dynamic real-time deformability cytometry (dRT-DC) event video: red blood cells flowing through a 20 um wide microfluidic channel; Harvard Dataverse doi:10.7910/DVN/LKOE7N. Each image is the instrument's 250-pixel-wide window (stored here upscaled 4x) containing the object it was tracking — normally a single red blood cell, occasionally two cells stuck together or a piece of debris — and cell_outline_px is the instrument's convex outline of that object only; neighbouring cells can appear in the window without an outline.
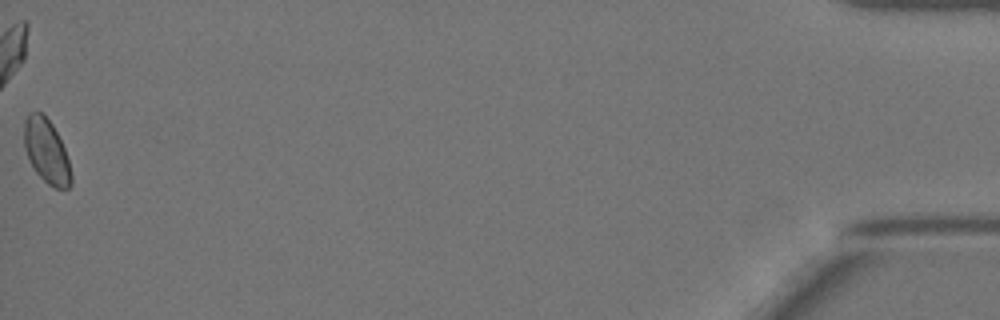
{"species": "Egyptian fruit bat (a non-hibernating species)", "species_latin": "Rousettus aegyptiacus", "temperature_condition": "warm", "stored_images_in_passage": 53, "camera_frame_rate_fps": 3000, "um_per_image_px": 0.085, "animal": {"sex": "female"}, "frame": {"image": 1, "passage_image": 53, "time_ms": 17.333, "image_size_px": [1000, 320], "cell_outline_px": [[72, 184], [68, 188], [56, 188], [48, 184], [36, 172], [28, 160], [24, 148], [24, 120], [28, 112], [40, 112], [52, 124], [64, 148], [68, 160], [72, 176]], "centroid_in_image_um": [3.93, 12.85], "position_along_channel_um": 431.3, "area_um2": 17.51}}